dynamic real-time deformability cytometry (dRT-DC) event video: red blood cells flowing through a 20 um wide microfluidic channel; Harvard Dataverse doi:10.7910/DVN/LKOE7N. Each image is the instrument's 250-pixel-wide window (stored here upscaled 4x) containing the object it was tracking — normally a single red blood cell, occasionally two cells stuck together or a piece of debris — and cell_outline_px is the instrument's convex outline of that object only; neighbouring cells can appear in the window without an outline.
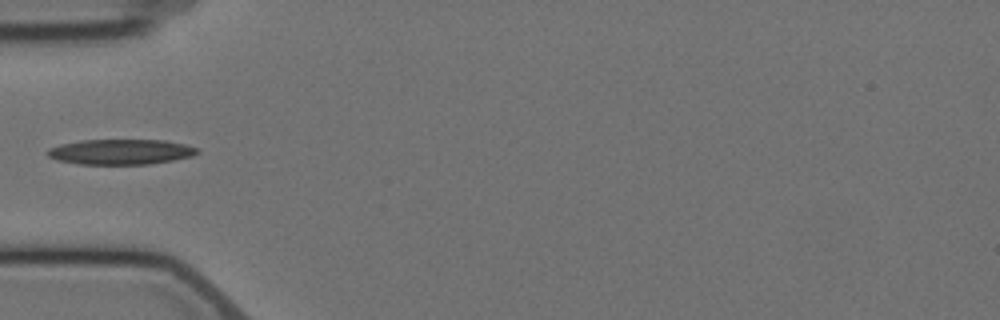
{"species": "Egyptian fruit bat (a non-hibernating species)", "species_latin": "Rousettus aegyptiacus", "temperature_condition": "cold", "stored_images_in_passage": 7, "camera_frame_rate_fps": 3000, "um_per_image_px": 0.085, "animal": {"sex": "female"}, "frame": {"image": 1, "passage_image": 6, "time_ms": 6.0, "image_size_px": [1000, 320], "cell_outline_px": [[200, 152], [192, 156], [172, 160], [148, 164], [80, 164], [56, 160], [48, 156], [44, 152], [48, 148], [60, 144], [80, 140], [164, 140], [184, 144], [196, 148]], "centroid_in_image_um": [10.2, 12.9], "position_along_channel_um": 74.8, "area_um2": 22.08}}
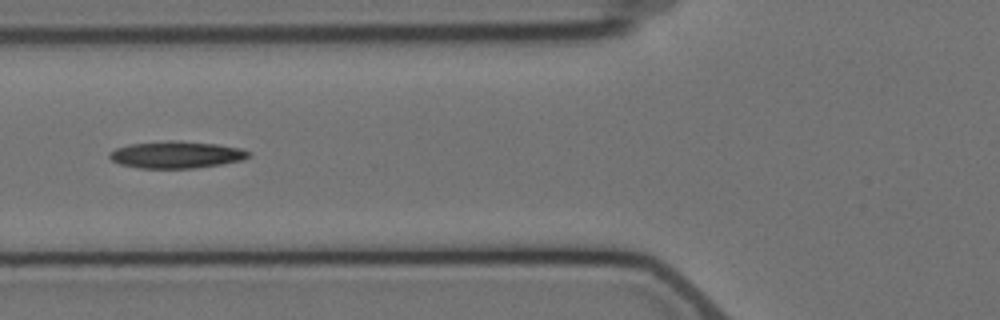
{"frame": {"image": 2, "passage_image": 7, "time_ms": 7.0, "image_size_px": [1000, 320], "cell_outline_px": [[252, 156], [244, 160], [196, 168], [140, 168], [120, 164], [112, 160], [108, 156], [116, 148], [128, 144], [172, 140], [176, 140], [216, 144], [240, 148], [252, 152]], "centroid_in_image_um": [15.04, 13.15], "position_along_channel_um": 110.8, "area_um2": 21.91}}